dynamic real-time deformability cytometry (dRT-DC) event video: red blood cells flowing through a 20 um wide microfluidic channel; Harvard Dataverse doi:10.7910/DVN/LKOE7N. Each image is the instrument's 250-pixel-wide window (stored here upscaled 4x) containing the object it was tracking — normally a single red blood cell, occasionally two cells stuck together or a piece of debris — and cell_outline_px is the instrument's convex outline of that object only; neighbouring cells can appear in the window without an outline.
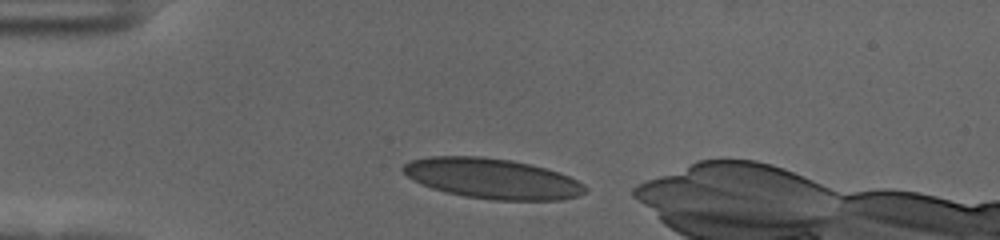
{"species": "human", "species_latin": "Homo sapiens", "temperature_condition": "cold", "stored_images_in_passage": 36, "camera_frame_rate_fps": 3000, "um_per_image_px": 0.085, "donor": {"sex": "female"}, "frame": {"image": 1, "passage_image": 3, "time_ms": 0.667, "image_size_px": [1000, 240], "cell_outline_px": [[588, 192], [576, 196], [560, 200], [492, 200], [464, 196], [444, 192], [420, 184], [412, 180], [400, 168], [404, 164], [412, 160], [428, 156], [480, 156], [512, 160], [544, 168], [568, 176], [584, 184], [588, 188]], "centroid_in_image_um": [41.82, 15.18], "position_along_channel_um": 43.2, "area_um2": 42.77}}
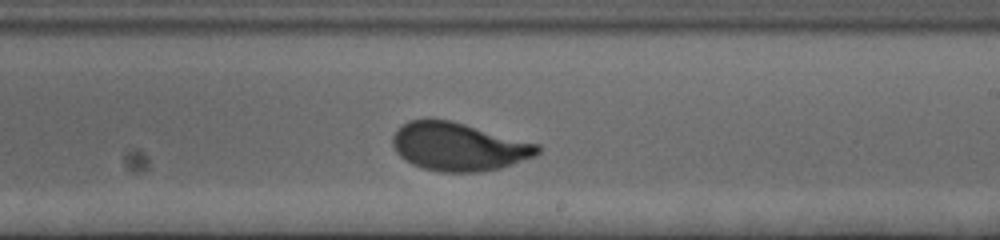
{"frame": {"image": 2, "passage_image": 23, "time_ms": 7.333, "image_size_px": [1000, 240], "cell_outline_px": [[540, 152], [536, 156], [500, 168], [480, 172], [440, 172], [424, 168], [412, 164], [400, 156], [396, 152], [392, 144], [392, 136], [408, 120], [448, 120], [464, 124], [540, 144]], "centroid_in_image_um": [39.0, 12.49], "position_along_channel_um": 250.0, "area_um2": 40.34}}
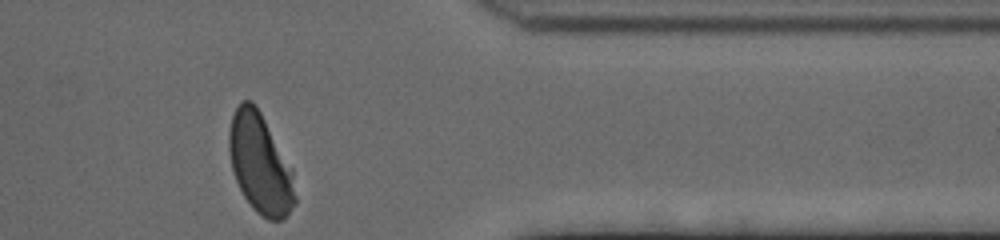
{"frame": {"image": 3, "passage_image": 36, "time_ms": 11.667, "image_size_px": [1000, 240], "cell_outline_px": [[296, 204], [284, 220], [268, 220], [260, 216], [252, 208], [244, 196], [236, 180], [232, 168], [228, 148], [228, 132], [232, 116], [236, 108], [244, 100], [252, 100], [260, 112], [292, 168], [296, 196]], "centroid_in_image_um": [22.12, 13.96], "position_along_channel_um": 389.3, "area_um2": 38.44}, "authors_computed_cell_mechanics": {"area_um2": 40.8068, "velocity_mm_per_s": 3.5383, "shape_relaxation_time_tau1_ms": 3.7623, "shape_relaxation_time_tau2_ms": null, "deformation_change_tau1": 0.1595, "deformation_change_tau2": null}}